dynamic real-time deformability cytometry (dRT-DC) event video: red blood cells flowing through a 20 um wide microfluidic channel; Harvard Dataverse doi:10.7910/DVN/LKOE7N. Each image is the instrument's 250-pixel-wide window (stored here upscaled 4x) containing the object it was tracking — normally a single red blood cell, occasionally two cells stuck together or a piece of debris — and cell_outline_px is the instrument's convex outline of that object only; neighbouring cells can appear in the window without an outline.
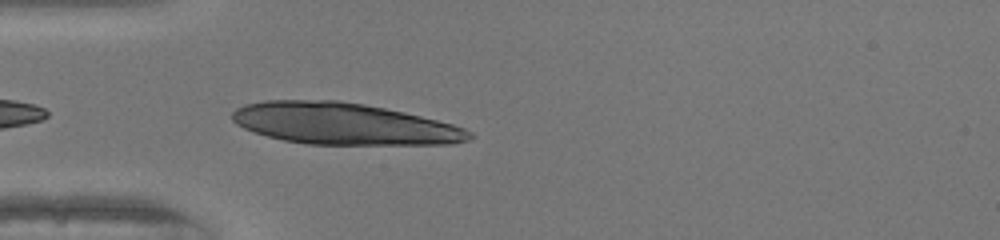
{"species": "human", "species_latin": "Homo sapiens", "temperature_condition": "warm", "stored_images_in_passage": 35, "camera_frame_rate_fps": 3000, "um_per_image_px": 0.085, "donor": {"sex": "female"}, "frame": {"image": 1, "passage_image": 2, "time_ms": 0.333, "image_size_px": [1000, 240], "cell_outline_px": [[476, 136], [468, 140], [452, 144], [308, 144], [284, 140], [268, 136], [244, 128], [236, 124], [232, 120], [232, 112], [236, 108], [244, 104], [264, 100], [340, 100], [364, 104], [404, 112], [452, 124], [464, 128], [472, 132]], "centroid_in_image_um": [29.22, 10.51], "position_along_channel_um": 55.8, "area_um2": 57.4}}
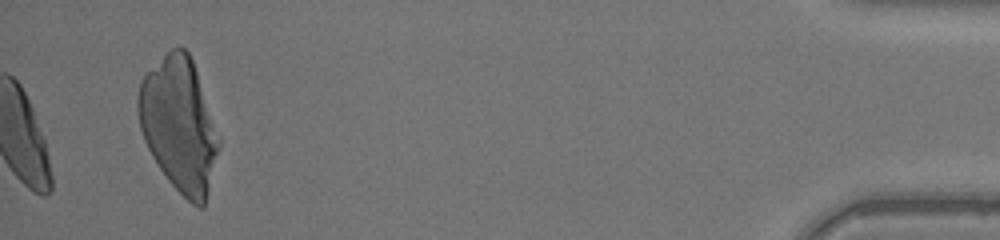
{"frame": {"image": 2, "passage_image": 35, "time_ms": 11.333, "image_size_px": [1000, 240], "cell_outline_px": [[220, 144], [204, 208], [200, 208], [192, 204], [168, 180], [152, 156], [144, 140], [140, 128], [136, 108], [136, 100], [140, 84], [144, 76], [176, 44], [180, 44], [188, 52], [192, 60], [220, 140]], "centroid_in_image_um": [15.21, 10.6], "position_along_channel_um": 420.0, "area_um2": 62.08}}